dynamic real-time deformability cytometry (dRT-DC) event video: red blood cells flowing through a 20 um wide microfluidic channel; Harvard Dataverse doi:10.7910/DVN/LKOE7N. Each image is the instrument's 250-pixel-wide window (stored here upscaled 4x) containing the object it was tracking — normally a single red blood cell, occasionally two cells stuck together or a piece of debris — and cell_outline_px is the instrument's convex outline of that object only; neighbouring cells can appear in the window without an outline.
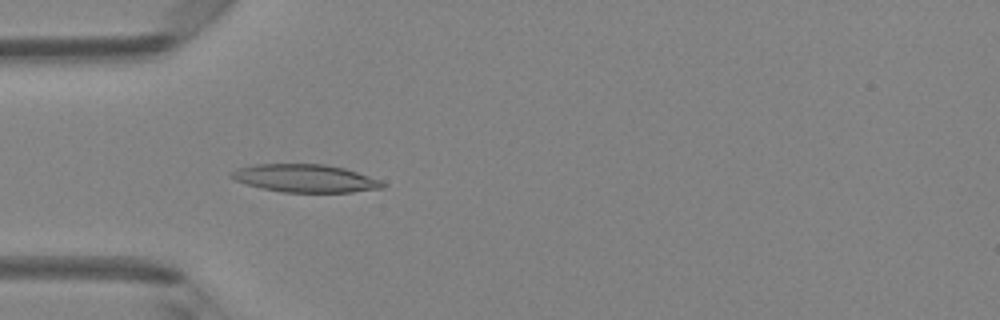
{"species": "Egyptian fruit bat (a non-hibernating species)", "species_latin": "Rousettus aegyptiacus", "temperature_condition": "room temperature", "stored_images_in_passage": 47, "camera_frame_rate_fps": 3000, "um_per_image_px": 0.085, "animal": {"sex": "female"}, "frame": {"image": 1, "passage_image": 14, "time_ms": 4.333, "image_size_px": [1000, 320], "cell_outline_px": [[388, 184], [384, 188], [352, 192], [284, 192], [264, 188], [248, 184], [236, 180], [228, 176], [228, 172], [236, 168], [256, 164], [324, 164], [344, 168], [380, 180]], "centroid_in_image_um": [25.94, 15.15], "position_along_channel_um": 59.1, "area_um2": 24.51}}
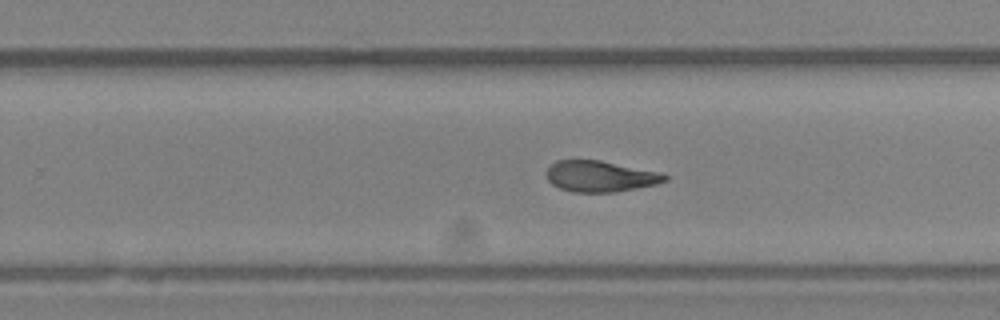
{"frame": {"image": 2, "passage_image": 30, "time_ms": 9.667, "image_size_px": [1000, 320], "cell_outline_px": [[668, 180], [656, 184], [616, 192], [572, 192], [560, 188], [552, 184], [548, 180], [548, 168], [556, 160], [600, 160], [660, 172], [668, 176]], "centroid_in_image_um": [51.04, 14.99], "position_along_channel_um": 278.8, "area_um2": 21.27}}
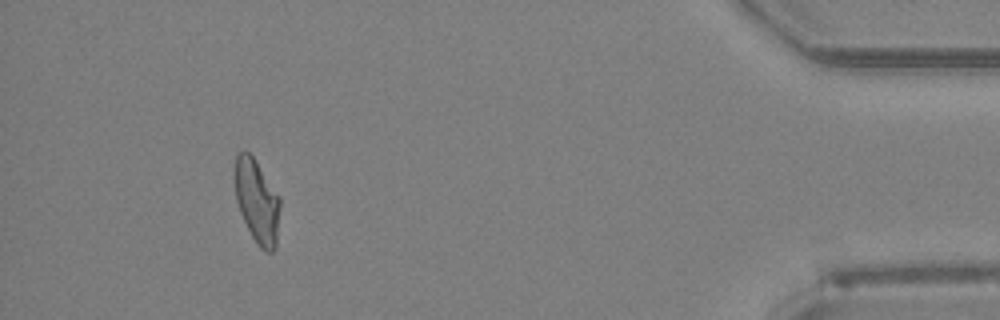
{"frame": {"image": 3, "passage_image": 44, "time_ms": 14.333, "image_size_px": [1000, 320], "cell_outline_px": [[280, 204], [276, 248], [272, 252], [264, 252], [256, 244], [240, 212], [236, 200], [232, 180], [232, 172], [236, 156], [244, 148], [252, 156], [280, 196]], "centroid_in_image_um": [21.81, 17.08], "position_along_channel_um": 413.4, "area_um2": 22.54}, "authors_computed_cell_mechanics": {"area_um2": 22.542, "velocity_mm_per_s": 4.2073, "shape_relaxation_time_tau1_ms": null, "shape_relaxation_time_tau2_ms": 5.3546, "deformation_change_tau1": null, "deformation_change_tau2": 0.1342}}